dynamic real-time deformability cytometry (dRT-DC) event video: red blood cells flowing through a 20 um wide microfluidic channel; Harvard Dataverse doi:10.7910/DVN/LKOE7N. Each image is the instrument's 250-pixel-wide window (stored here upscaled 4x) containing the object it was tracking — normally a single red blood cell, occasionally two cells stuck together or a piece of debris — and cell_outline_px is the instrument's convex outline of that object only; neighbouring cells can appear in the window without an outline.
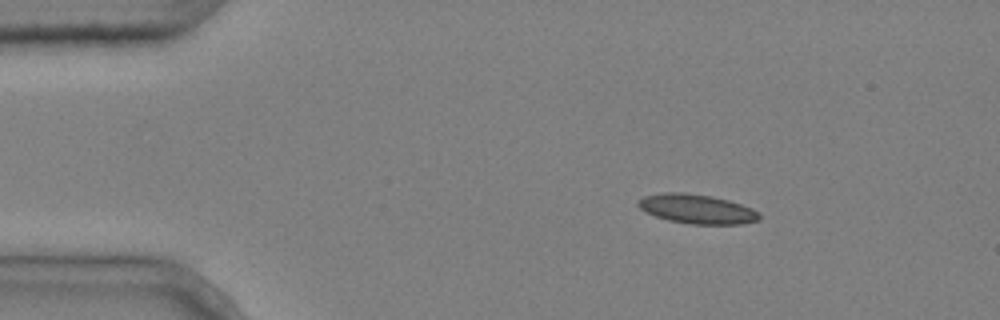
{"species": "common noctule bat (a hibernating species)", "species_latin": "Nyctalus noctula", "temperature_condition": "cold", "stored_images_in_passage": 4, "camera_frame_rate_fps": 3000, "um_per_image_px": 0.085, "animal": {"sex": "male", "body_mass_g": 20.4}, "frame": {"image": 1, "passage_image": 2, "time_ms": 0.333, "image_size_px": [1000, 320], "cell_outline_px": [[760, 220], [744, 224], [692, 224], [668, 220], [656, 216], [640, 208], [636, 204], [636, 200], [644, 196], [664, 192], [684, 192], [712, 196], [728, 200], [752, 208], [760, 216]], "centroid_in_image_um": [59.22, 17.76], "position_along_channel_um": 25.8, "area_um2": 20.69}}